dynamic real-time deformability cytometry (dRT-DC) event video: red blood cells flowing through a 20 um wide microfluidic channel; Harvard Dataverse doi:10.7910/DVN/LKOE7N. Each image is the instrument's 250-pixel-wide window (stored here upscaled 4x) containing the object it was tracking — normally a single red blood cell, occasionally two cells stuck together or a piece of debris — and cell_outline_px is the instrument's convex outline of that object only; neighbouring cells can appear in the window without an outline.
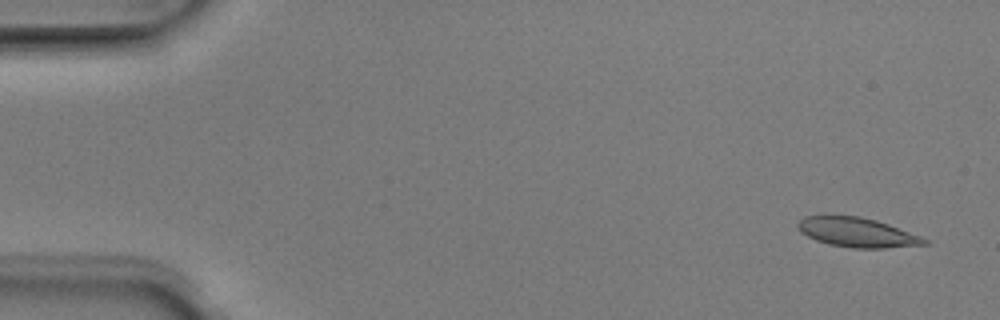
{"species": "Egyptian fruit bat (a non-hibernating species)", "species_latin": "Rousettus aegyptiacus", "temperature_condition": "room temperature", "stored_images_in_passage": 5, "camera_frame_rate_fps": 3000, "um_per_image_px": 0.085, "animal": {"sex": "male"}, "frame": {"image": 1, "passage_image": 1, "time_ms": 0.0, "image_size_px": [1000, 320], "cell_outline_px": [[928, 244], [884, 248], [852, 248], [828, 244], [816, 240], [800, 232], [796, 228], [796, 224], [804, 216], [824, 212], [860, 216], [876, 220], [888, 224], [920, 236], [928, 240]], "centroid_in_image_um": [72.74, 19.7], "position_along_channel_um": 12.3, "area_um2": 22.43}}
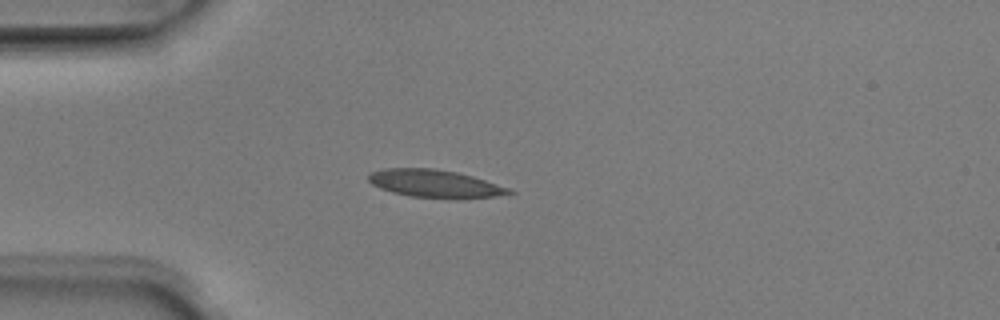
{"frame": {"image": 2, "passage_image": 4, "time_ms": 1.0, "image_size_px": [1000, 320], "cell_outline_px": [[516, 192], [496, 196], [460, 200], [456, 200], [412, 196], [392, 192], [380, 188], [372, 184], [368, 180], [368, 176], [372, 172], [384, 168], [432, 168], [456, 172], [472, 176], [508, 188]], "centroid_in_image_um": [36.97, 15.63], "position_along_channel_um": 48.0, "area_um2": 22.83}}